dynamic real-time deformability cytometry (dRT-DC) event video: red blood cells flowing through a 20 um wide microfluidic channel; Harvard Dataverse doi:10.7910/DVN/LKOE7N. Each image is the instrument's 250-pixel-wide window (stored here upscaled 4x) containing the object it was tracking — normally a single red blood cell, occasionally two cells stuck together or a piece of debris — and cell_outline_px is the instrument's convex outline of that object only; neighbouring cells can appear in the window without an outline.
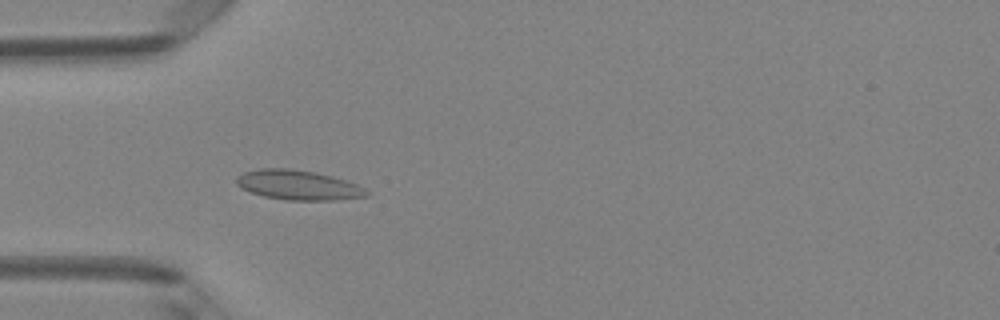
{"species": "Egyptian fruit bat (a non-hibernating species)", "species_latin": "Rousettus aegyptiacus", "temperature_condition": "room temperature", "stored_images_in_passage": 49, "camera_frame_rate_fps": 3000, "um_per_image_px": 0.085, "animal": {"sex": "female"}, "frame": {"image": 1, "passage_image": 15, "time_ms": 4.667, "image_size_px": [1000, 320], "cell_outline_px": [[368, 196], [332, 200], [284, 200], [264, 196], [240, 188], [236, 184], [236, 176], [244, 172], [260, 168], [288, 168], [316, 172], [332, 176], [356, 184], [364, 188], [368, 192]], "centroid_in_image_um": [25.31, 15.72], "position_along_channel_um": 59.7, "area_um2": 22.48}}
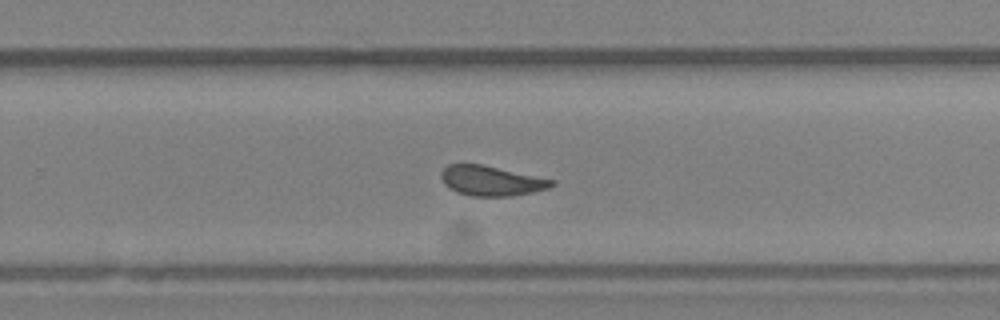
{"frame": {"image": 2, "passage_image": 32, "time_ms": 10.333, "image_size_px": [1000, 320], "cell_outline_px": [[556, 184], [548, 188], [532, 192], [512, 196], [472, 196], [456, 192], [448, 188], [444, 184], [440, 176], [440, 172], [448, 164], [484, 164], [556, 180]], "centroid_in_image_um": [41.76, 15.36], "position_along_channel_um": 288.0, "area_um2": 19.54}}
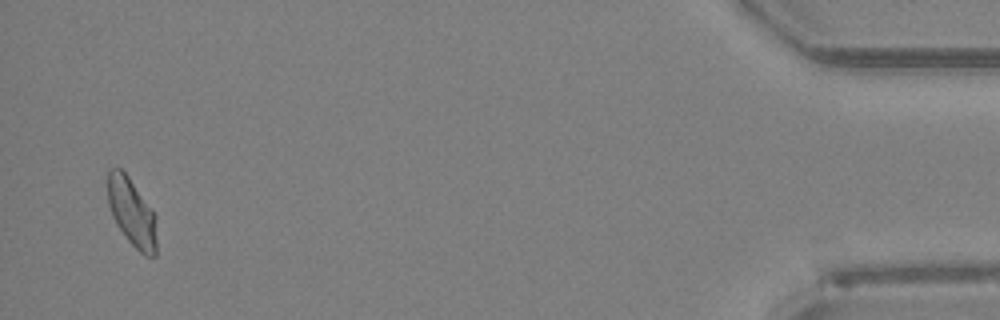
{"frame": {"image": 3, "passage_image": 48, "time_ms": 15.667, "image_size_px": [1000, 320], "cell_outline_px": [[156, 256], [144, 256], [128, 240], [116, 224], [112, 216], [108, 204], [108, 168], [120, 168], [128, 176], [156, 216]], "centroid_in_image_um": [11.2, 18.06], "position_along_channel_um": 424.0, "area_um2": 19.25}, "authors_computed_cell_mechanics": {"area_um2": 20.23, "velocity_mm_per_s": 4.0912, "shape_relaxation_time_tau1_ms": 8.076, "shape_relaxation_time_tau2_ms": null, "deformation_change_tau1": 0.1207, "deformation_change_tau2": null}}